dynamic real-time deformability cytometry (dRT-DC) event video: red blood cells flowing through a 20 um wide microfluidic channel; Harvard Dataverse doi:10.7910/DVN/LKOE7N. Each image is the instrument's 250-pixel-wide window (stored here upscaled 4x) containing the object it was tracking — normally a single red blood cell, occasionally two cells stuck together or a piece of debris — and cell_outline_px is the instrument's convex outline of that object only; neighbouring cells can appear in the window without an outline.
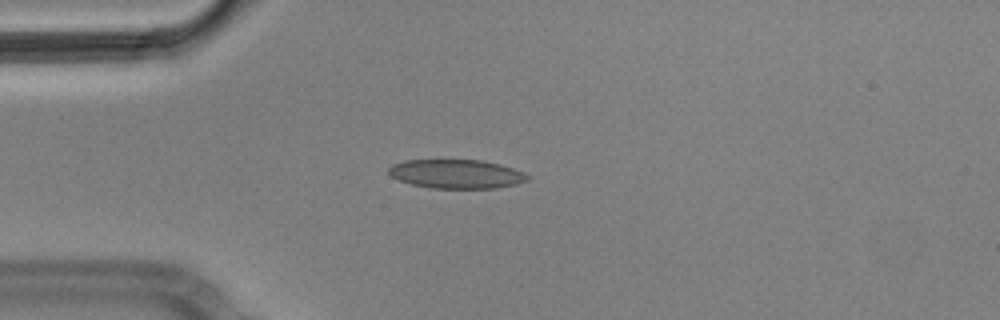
{"species": "Egyptian fruit bat (a non-hibernating species)", "species_latin": "Rousettus aegyptiacus", "temperature_condition": "cold", "stored_images_in_passage": 42, "camera_frame_rate_fps": 3000, "um_per_image_px": 0.085, "animal": {"sex": "male"}, "frame": {"image": 1, "passage_image": 1, "time_ms": 0.0, "image_size_px": [1000, 320], "cell_outline_px": [[532, 176], [528, 180], [516, 184], [496, 188], [428, 188], [412, 184], [400, 180], [392, 176], [388, 172], [388, 168], [392, 164], [404, 160], [484, 160], [500, 164], [524, 172]], "centroid_in_image_um": [38.82, 14.78], "position_along_channel_um": 46.2, "area_um2": 23.52}}
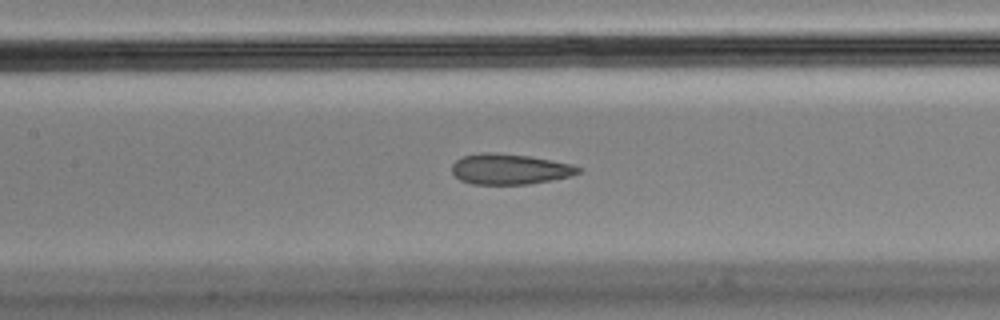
{"frame": {"image": 2, "passage_image": 12, "time_ms": 3.667, "image_size_px": [1000, 320], "cell_outline_px": [[584, 168], [580, 172], [572, 176], [552, 180], [528, 184], [472, 184], [460, 180], [452, 172], [452, 164], [456, 160], [464, 156], [480, 152], [496, 152], [532, 156], [572, 164]], "centroid_in_image_um": [43.36, 14.36], "position_along_channel_um": 164.0, "area_um2": 22.77}}
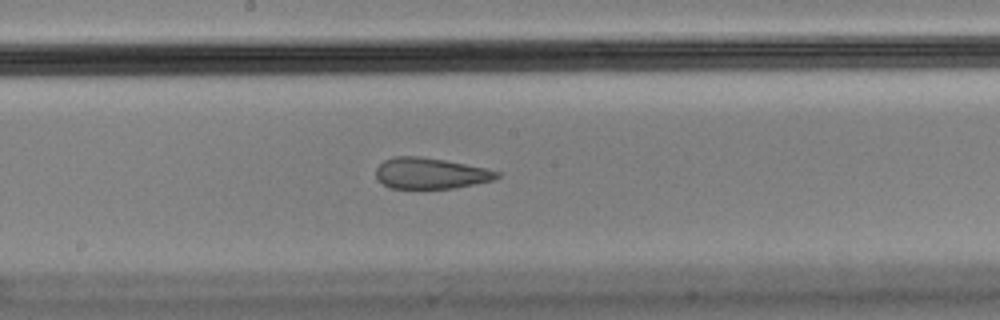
{"frame": {"image": 3, "passage_image": 16, "time_ms": 5.0, "image_size_px": [1000, 320], "cell_outline_px": [[500, 176], [492, 180], [456, 188], [392, 188], [384, 184], [376, 176], [376, 168], [384, 160], [396, 156], [420, 156], [444, 160], [484, 168], [500, 172]], "centroid_in_image_um": [36.58, 14.73], "position_along_channel_um": 211.6, "area_um2": 21.56}, "authors_computed_cell_mechanics": {"area_um2": 23.6113, "velocity_mm_per_s": 3.5732, "shape_relaxation_time_tau1_ms": null, "shape_relaxation_time_tau2_ms": 2.0032, "deformation_change_tau1": null, "deformation_change_tau2": 0.0813}}